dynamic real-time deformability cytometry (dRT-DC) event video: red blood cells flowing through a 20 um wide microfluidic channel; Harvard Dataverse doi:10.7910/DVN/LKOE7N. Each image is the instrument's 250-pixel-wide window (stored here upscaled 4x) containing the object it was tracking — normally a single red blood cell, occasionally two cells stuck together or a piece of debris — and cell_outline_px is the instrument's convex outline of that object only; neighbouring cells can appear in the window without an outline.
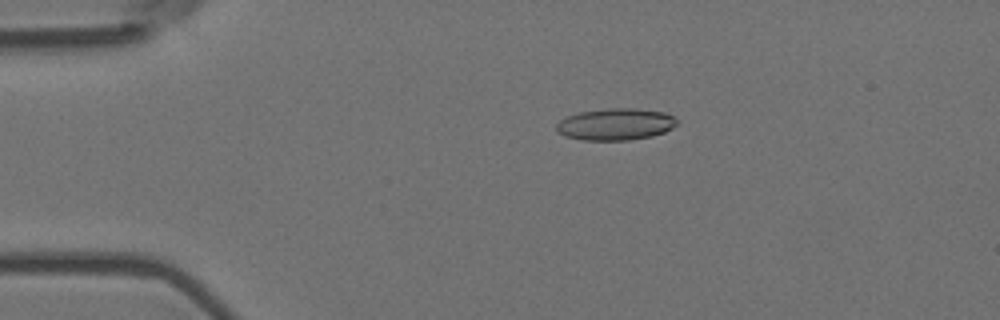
{"species": "Egyptian fruit bat (a non-hibernating species)", "species_latin": "Rousettus aegyptiacus", "temperature_condition": "room temperature", "stored_images_in_passage": 43, "camera_frame_rate_fps": 3000, "um_per_image_px": 0.085, "animal": {"sex": "female"}, "frame": {"image": 1, "passage_image": 2, "time_ms": 0.333, "image_size_px": [1000, 320], "cell_outline_px": [[676, 124], [672, 128], [664, 132], [652, 136], [628, 140], [584, 140], [564, 136], [556, 132], [556, 124], [560, 120], [568, 116], [580, 112], [608, 108], [636, 108], [664, 112], [672, 116], [676, 120]], "centroid_in_image_um": [52.3, 10.56], "position_along_channel_um": 32.7, "area_um2": 22.31}}
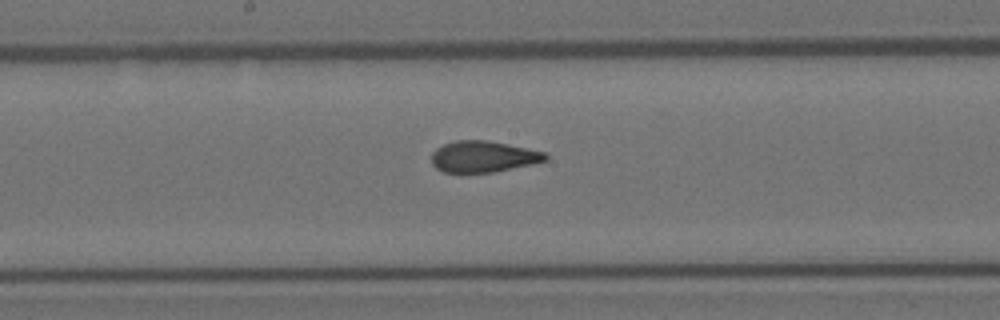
{"frame": {"image": 2, "passage_image": 20, "time_ms": 6.333, "image_size_px": [1000, 320], "cell_outline_px": [[548, 160], [532, 164], [492, 172], [444, 172], [436, 168], [432, 164], [432, 152], [436, 148], [444, 144], [456, 140], [488, 140], [548, 152]], "centroid_in_image_um": [41.1, 13.3], "position_along_channel_um": 207.1, "area_um2": 20.81}}
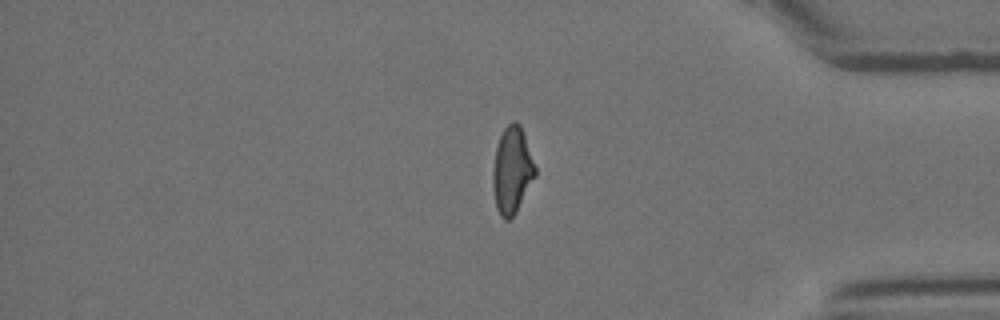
{"frame": {"image": 3, "passage_image": 37, "time_ms": 12.0, "image_size_px": [1000, 320], "cell_outline_px": [[536, 176], [516, 212], [508, 220], [504, 220], [500, 216], [496, 208], [492, 184], [492, 172], [496, 148], [500, 136], [504, 128], [512, 120], [516, 120], [520, 124], [536, 168]], "centroid_in_image_um": [43.51, 14.48], "position_along_channel_um": 391.7, "area_um2": 21.39}, "authors_computed_cell_mechanics": {"area_um2": 21.5016, "velocity_mm_per_s": 3.6796, "shape_relaxation_time_tau1_ms": 10.482, "shape_relaxation_time_tau2_ms": 1.3631, "deformation_change_tau1": 0.2432, "deformation_change_tau2": 0.067}}